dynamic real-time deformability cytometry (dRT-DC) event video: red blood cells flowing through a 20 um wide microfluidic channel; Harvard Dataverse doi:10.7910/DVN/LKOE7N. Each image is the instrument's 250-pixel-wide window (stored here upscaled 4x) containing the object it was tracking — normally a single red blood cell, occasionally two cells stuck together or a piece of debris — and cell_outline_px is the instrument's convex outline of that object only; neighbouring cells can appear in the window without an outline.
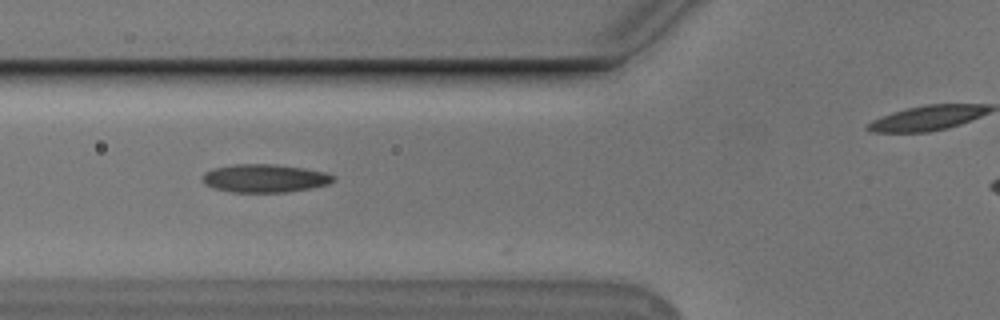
{"species": "Egyptian fruit bat (a non-hibernating species)", "species_latin": "Rousettus aegyptiacus", "temperature_condition": "cold", "stored_images_in_passage": 29, "camera_frame_rate_fps": 3000, "um_per_image_px": 0.085, "animal": {"sex": "male"}, "frame": {"image": 1, "passage_image": 2, "time_ms": 0.333, "image_size_px": [1000, 320], "cell_outline_px": [[336, 180], [328, 184], [308, 188], [284, 192], [232, 192], [216, 188], [208, 184], [200, 176], [204, 172], [212, 168], [236, 164], [276, 164], [304, 168], [324, 172], [332, 176]], "centroid_in_image_um": [22.48, 15.14], "position_along_channel_um": 103.3, "area_um2": 21.21}}
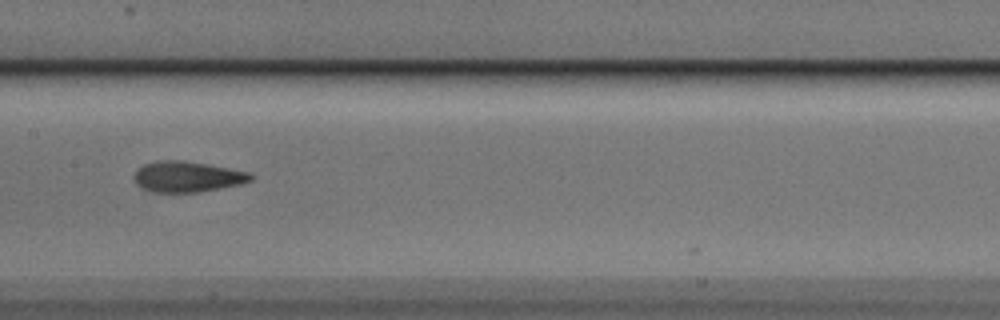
{"frame": {"image": 2, "passage_image": 9, "time_ms": 2.667, "image_size_px": [1000, 320], "cell_outline_px": [[252, 180], [240, 184], [196, 192], [156, 192], [140, 188], [136, 184], [132, 176], [136, 168], [144, 164], [160, 160], [184, 160], [208, 164], [252, 172]], "centroid_in_image_um": [15.88, 15.0], "position_along_channel_um": 191.5, "area_um2": 21.04}}
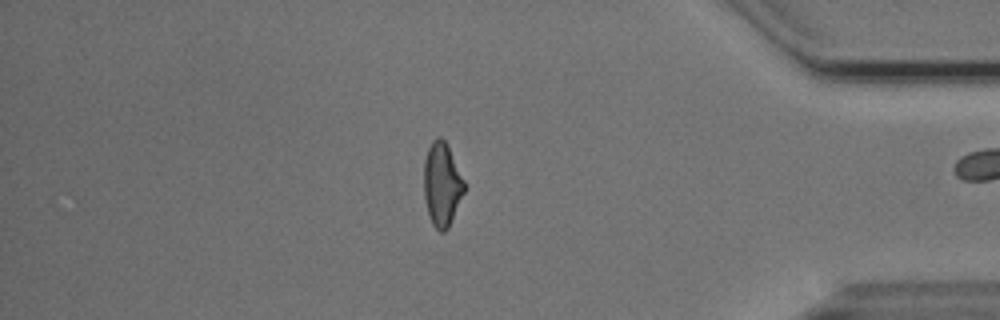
{"frame": {"image": 3, "passage_image": 28, "time_ms": 9.0, "image_size_px": [1000, 320], "cell_outline_px": [[464, 192], [448, 228], [444, 232], [440, 232], [432, 224], [428, 216], [424, 196], [424, 160], [428, 148], [432, 140], [440, 136], [448, 144], [464, 180]], "centroid_in_image_um": [37.55, 15.66], "position_along_channel_um": 397.6, "area_um2": 19.71}}